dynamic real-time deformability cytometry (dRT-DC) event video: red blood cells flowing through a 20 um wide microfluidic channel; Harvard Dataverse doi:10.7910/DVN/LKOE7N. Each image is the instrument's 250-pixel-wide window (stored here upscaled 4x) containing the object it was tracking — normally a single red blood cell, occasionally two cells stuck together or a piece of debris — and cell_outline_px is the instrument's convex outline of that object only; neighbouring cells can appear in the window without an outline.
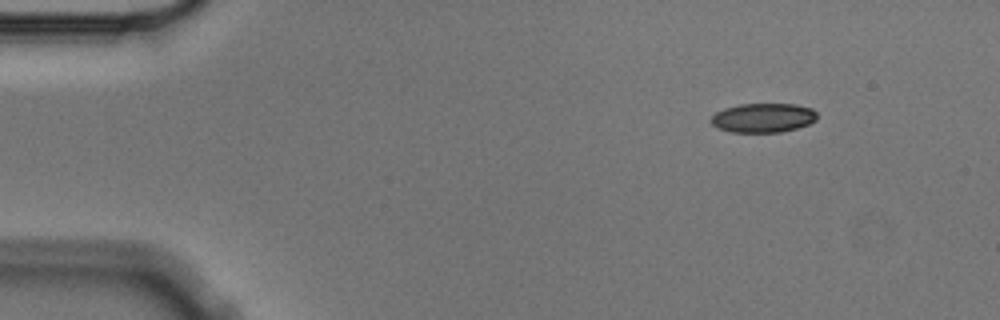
{"species": "Egyptian fruit bat (a non-hibernating species)", "species_latin": "Rousettus aegyptiacus", "temperature_condition": "cold", "stored_images_in_passage": 3, "camera_frame_rate_fps": 3000, "um_per_image_px": 0.085, "animal": {"sex": "male"}, "frame": {"image": 1, "passage_image": 1, "time_ms": 0.0, "image_size_px": [1000, 320], "cell_outline_px": [[816, 120], [808, 124], [796, 128], [780, 132], [732, 132], [716, 128], [708, 120], [716, 112], [724, 108], [740, 104], [796, 104], [812, 108], [816, 112]], "centroid_in_image_um": [64.83, 10.01], "position_along_channel_um": 20.2, "area_um2": 18.15}}
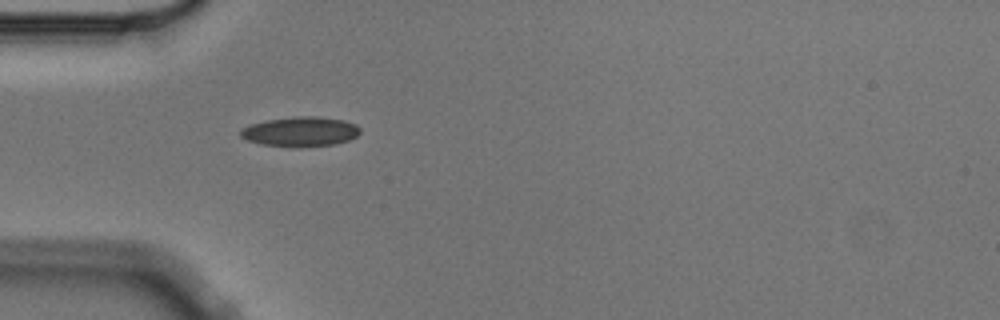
{"frame": {"image": 2, "passage_image": 3, "time_ms": 0.667, "image_size_px": [1000, 320], "cell_outline_px": [[360, 132], [356, 136], [348, 140], [332, 144], [300, 148], [288, 148], [260, 144], [248, 140], [240, 136], [240, 128], [252, 124], [268, 120], [300, 116], [312, 116], [344, 120], [356, 124], [360, 128]], "centroid_in_image_um": [25.52, 11.21], "position_along_channel_um": 59.5, "area_um2": 20.81}}